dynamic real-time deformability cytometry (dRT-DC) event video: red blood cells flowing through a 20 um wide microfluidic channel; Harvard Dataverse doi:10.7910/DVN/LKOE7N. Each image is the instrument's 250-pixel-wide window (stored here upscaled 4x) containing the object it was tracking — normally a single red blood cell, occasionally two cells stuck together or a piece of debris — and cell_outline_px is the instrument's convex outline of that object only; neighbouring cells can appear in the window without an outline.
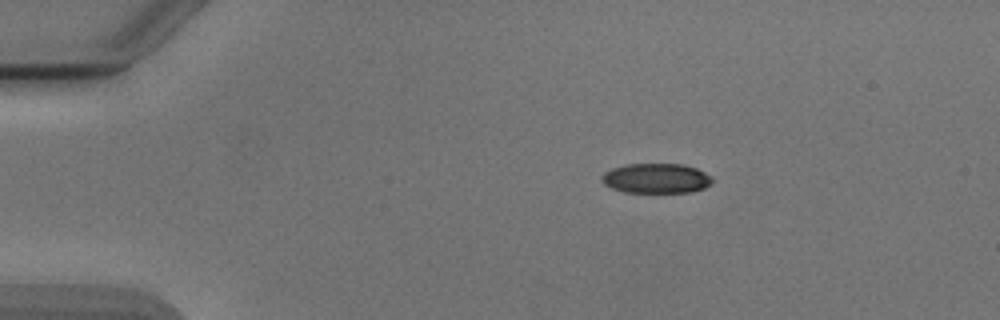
{"species": "Egyptian fruit bat (a non-hibernating species)", "species_latin": "Rousettus aegyptiacus", "temperature_condition": "cold", "stored_images_in_passage": 21, "camera_frame_rate_fps": 3000, "um_per_image_px": 0.085, "animal": {"sex": "male"}, "frame": {"image": 1, "passage_image": 1, "time_ms": 0.0, "image_size_px": [1000, 320], "cell_outline_px": [[712, 184], [704, 188], [692, 192], [624, 192], [612, 188], [604, 184], [600, 180], [600, 176], [604, 172], [612, 168], [624, 164], [684, 164], [696, 168], [712, 176]], "centroid_in_image_um": [55.76, 15.15], "position_along_channel_um": 29.2, "area_um2": 19.42}}
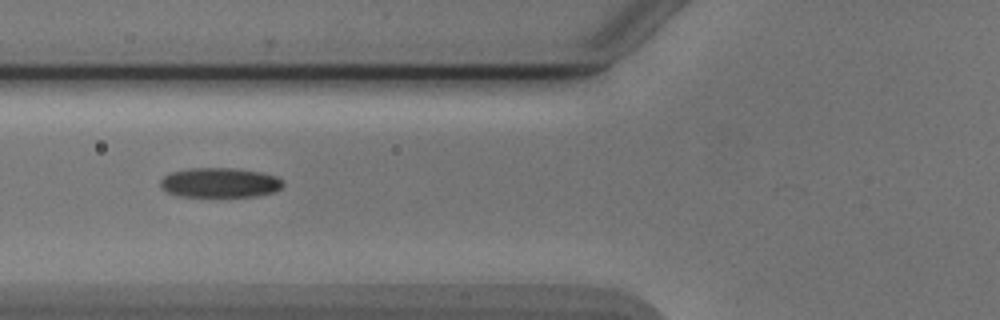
{"frame": {"image": 2, "passage_image": 12, "time_ms": 3.667, "image_size_px": [1000, 320], "cell_outline_px": [[284, 184], [280, 188], [272, 192], [256, 196], [176, 196], [168, 192], [160, 184], [160, 180], [164, 176], [172, 172], [192, 168], [232, 168], [260, 172], [276, 176]], "centroid_in_image_um": [18.67, 15.52], "position_along_channel_um": 107.1, "area_um2": 20.92}}
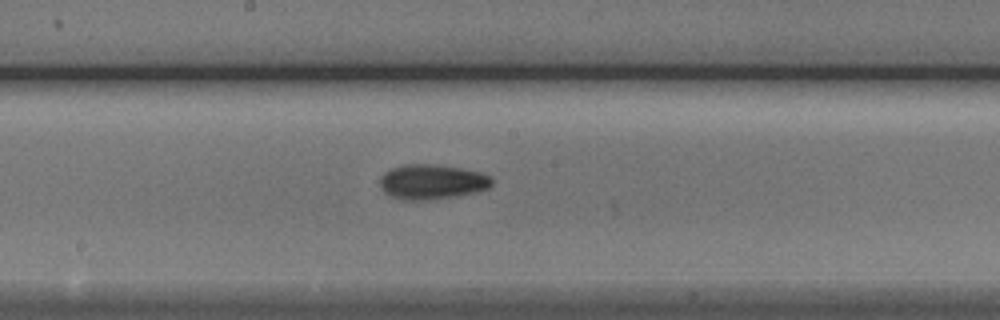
{"frame": {"image": 3, "passage_image": 20, "time_ms": 6.333, "image_size_px": [1000, 320], "cell_outline_px": [[492, 184], [488, 188], [472, 192], [452, 196], [424, 200], [404, 200], [392, 196], [384, 192], [380, 188], [380, 176], [384, 172], [392, 168], [404, 164], [432, 164], [460, 168], [480, 172], [488, 176], [492, 180]], "centroid_in_image_um": [36.65, 15.44], "position_along_channel_um": 211.5, "area_um2": 22.43}}